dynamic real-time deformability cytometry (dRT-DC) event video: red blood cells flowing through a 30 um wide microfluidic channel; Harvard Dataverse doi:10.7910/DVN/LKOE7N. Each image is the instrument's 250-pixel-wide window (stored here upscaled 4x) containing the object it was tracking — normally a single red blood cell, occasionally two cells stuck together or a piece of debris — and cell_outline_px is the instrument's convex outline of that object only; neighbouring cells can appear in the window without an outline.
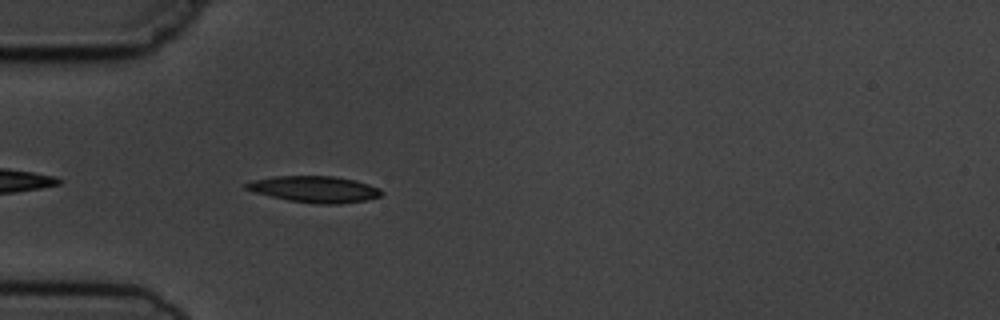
{"species": "common noctule bat (a hibernating species)", "species_latin": "Nyctalus noctula", "temperature_condition": "cold", "stored_images_in_passage": 3, "camera_frame_rate_fps": 3000, "um_per_image_px": 0.085, "animal": {"sex": "male", "body_mass_g": 19.5, "forearm_length_mm": 54.6}, "frame": {"image": 1, "passage_image": 3, "time_ms": 2.333, "image_size_px": [1000, 320], "cell_outline_px": [[384, 192], [380, 196], [364, 200], [340, 204], [316, 204], [288, 200], [256, 192], [244, 188], [244, 184], [252, 180], [272, 176], [332, 176], [356, 180], [380, 188]], "centroid_in_image_um": [26.75, 16.08], "position_along_channel_um": 58.3, "area_um2": 20.75}}